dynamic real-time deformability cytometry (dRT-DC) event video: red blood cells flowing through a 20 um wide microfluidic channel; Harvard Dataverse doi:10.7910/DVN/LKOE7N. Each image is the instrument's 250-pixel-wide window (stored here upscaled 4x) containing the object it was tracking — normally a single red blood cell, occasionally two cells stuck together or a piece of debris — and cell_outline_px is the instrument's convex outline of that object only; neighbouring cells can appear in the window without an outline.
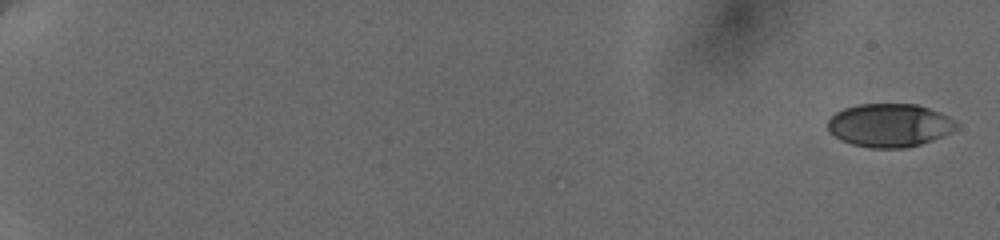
{"species": "human", "species_latin": "Homo sapiens", "temperature_condition": "cold", "stored_images_in_passage": 10, "camera_frame_rate_fps": 3000, "um_per_image_px": 0.085, "donor": {"sex": "female"}, "frame": {"image": 1, "passage_image": 1, "time_ms": 0.0, "image_size_px": [1000, 240], "cell_outline_px": [[956, 128], [932, 140], [920, 144], [904, 148], [872, 148], [852, 144], [840, 140], [828, 128], [828, 120], [836, 112], [844, 108], [860, 104], [916, 104], [940, 112], [948, 116], [956, 124]], "centroid_in_image_um": [75.58, 10.64], "position_along_channel_um": 9.4, "area_um2": 32.02}}
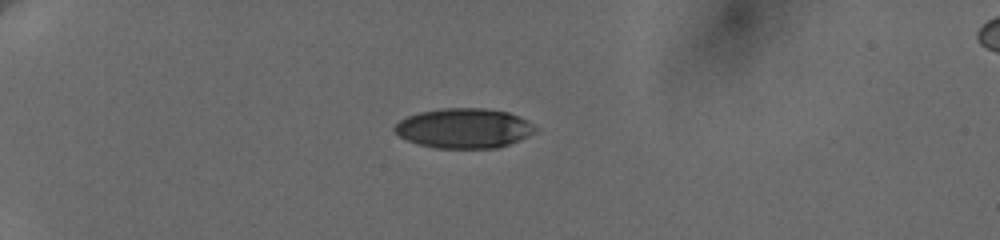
{"frame": {"image": 2, "passage_image": 7, "time_ms": 5.667, "image_size_px": [1000, 240], "cell_outline_px": [[536, 128], [532, 132], [508, 144], [496, 148], [436, 148], [420, 144], [408, 140], [392, 132], [392, 128], [400, 120], [408, 116], [420, 112], [440, 108], [484, 108], [508, 112], [520, 116], [528, 120]], "centroid_in_image_um": [39.38, 10.89], "position_along_channel_um": 45.6, "area_um2": 32.37}}
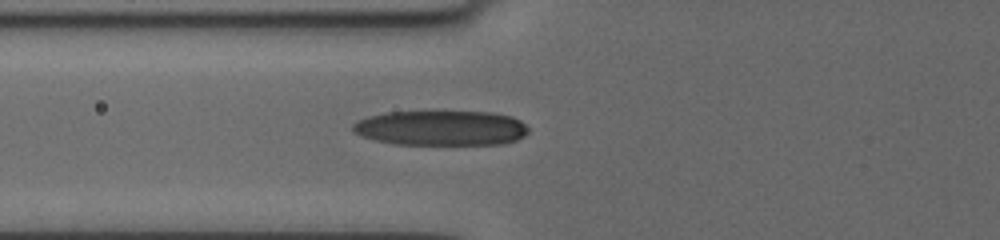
{"frame": {"image": 3, "passage_image": 10, "time_ms": 8.333, "image_size_px": [1000, 240], "cell_outline_px": [[528, 132], [524, 136], [516, 140], [504, 144], [396, 144], [376, 140], [364, 136], [356, 132], [352, 128], [352, 124], [368, 116], [388, 112], [492, 112], [512, 116], [520, 120], [528, 128]], "centroid_in_image_um": [37.54, 10.88], "position_along_channel_um": 88.3, "area_um2": 35.55}}